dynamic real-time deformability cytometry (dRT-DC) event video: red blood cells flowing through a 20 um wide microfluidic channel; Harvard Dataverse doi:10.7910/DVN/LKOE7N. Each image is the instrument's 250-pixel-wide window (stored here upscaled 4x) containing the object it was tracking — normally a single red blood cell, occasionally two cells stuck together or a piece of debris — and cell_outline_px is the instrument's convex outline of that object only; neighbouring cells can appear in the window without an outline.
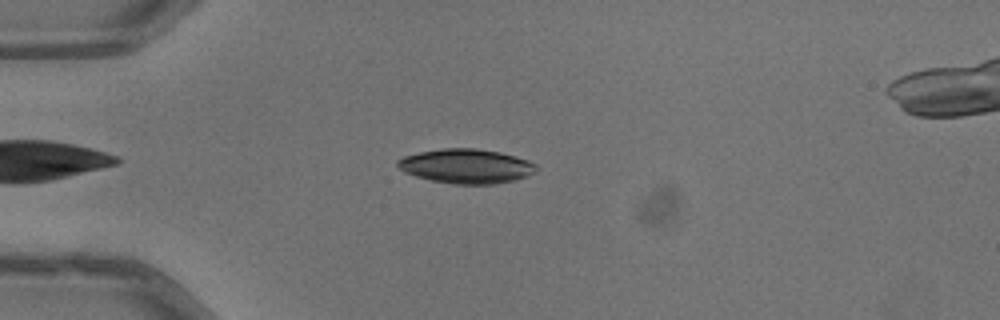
{"species": "common noctule bat (a hibernating species)", "species_latin": "Nyctalus noctula", "temperature_condition": "warm", "stored_images_in_passage": 44, "camera_frame_rate_fps": 3000, "um_per_image_px": 0.085, "animal": {"sex": "male", "body_mass_g": 13.3}, "frame": {"image": 1, "passage_image": 6, "time_ms": 1.667, "image_size_px": [1000, 320], "cell_outline_px": [[540, 168], [524, 176], [512, 180], [492, 184], [452, 184], [432, 180], [416, 176], [404, 172], [396, 164], [396, 160], [404, 156], [420, 152], [444, 148], [476, 148], [500, 152], [528, 160], [536, 164]], "centroid_in_image_um": [39.61, 14.11], "position_along_channel_um": 45.4, "area_um2": 27.57}}
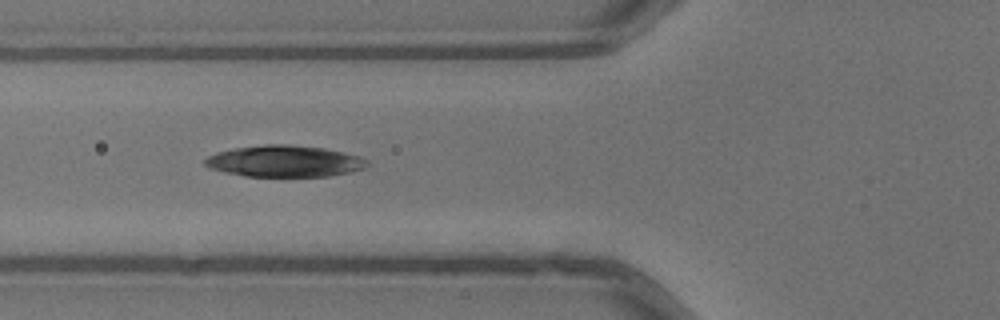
{"frame": {"image": 2, "passage_image": 12, "time_ms": 3.667, "image_size_px": [1000, 320], "cell_outline_px": [[368, 164], [364, 168], [348, 172], [328, 176], [244, 176], [224, 172], [212, 168], [204, 164], [204, 160], [208, 156], [216, 152], [236, 148], [264, 144], [288, 144], [324, 148], [356, 156], [368, 160]], "centroid_in_image_um": [24.14, 13.7], "position_along_channel_um": 101.7, "area_um2": 29.42}}
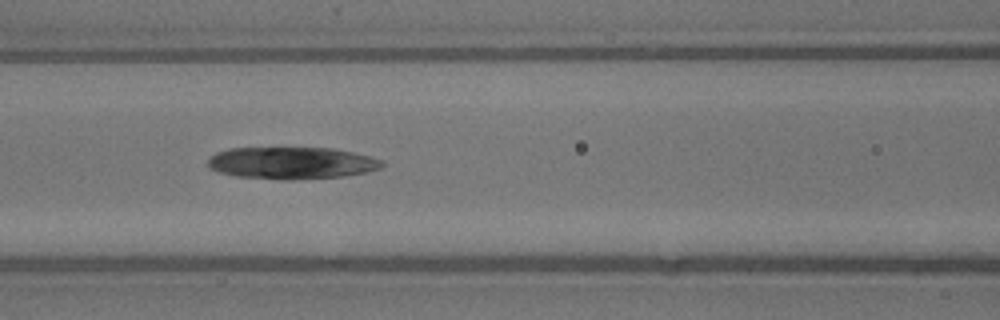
{"frame": {"image": 3, "passage_image": 15, "time_ms": 4.667, "image_size_px": [1000, 320], "cell_outline_px": [[384, 164], [380, 168], [364, 172], [344, 176], [288, 180], [236, 176], [220, 172], [212, 168], [208, 164], [208, 160], [216, 152], [228, 148], [332, 148], [352, 152], [384, 160]], "centroid_in_image_um": [24.8, 13.85], "position_along_channel_um": 141.8, "area_um2": 32.25}}